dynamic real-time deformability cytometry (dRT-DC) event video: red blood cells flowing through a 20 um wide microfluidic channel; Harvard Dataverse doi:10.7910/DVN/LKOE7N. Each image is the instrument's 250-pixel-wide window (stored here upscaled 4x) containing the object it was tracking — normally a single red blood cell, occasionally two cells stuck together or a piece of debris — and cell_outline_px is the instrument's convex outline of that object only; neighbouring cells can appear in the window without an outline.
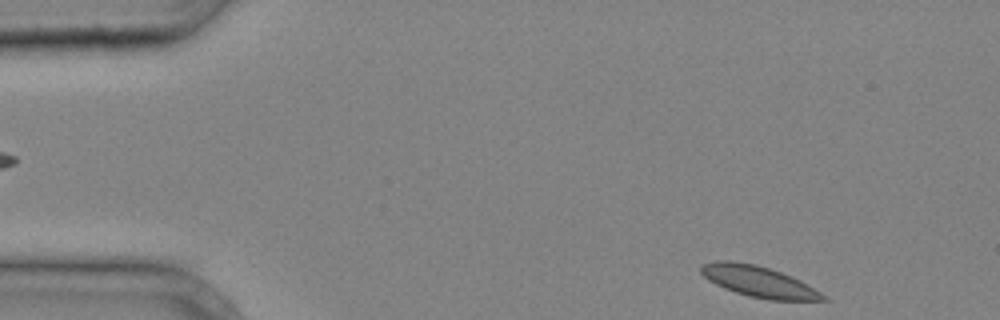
{"species": "common noctule bat (a hibernating species)", "species_latin": "Nyctalus noctula", "temperature_condition": "cold", "stored_images_in_passage": 9, "camera_frame_rate_fps": 3000, "um_per_image_px": 0.085, "animal": {"sex": "male", "body_mass_g": 20.4}, "frame": {"image": 1, "passage_image": 1, "time_ms": 0.0, "image_size_px": [1000, 320], "cell_outline_px": [[832, 300], [768, 300], [748, 296], [724, 288], [708, 280], [700, 272], [700, 264], [716, 260], [732, 260], [756, 264], [780, 272], [800, 280], [820, 292]], "centroid_in_image_um": [64.45, 23.92], "position_along_channel_um": 20.5, "area_um2": 22.08}}